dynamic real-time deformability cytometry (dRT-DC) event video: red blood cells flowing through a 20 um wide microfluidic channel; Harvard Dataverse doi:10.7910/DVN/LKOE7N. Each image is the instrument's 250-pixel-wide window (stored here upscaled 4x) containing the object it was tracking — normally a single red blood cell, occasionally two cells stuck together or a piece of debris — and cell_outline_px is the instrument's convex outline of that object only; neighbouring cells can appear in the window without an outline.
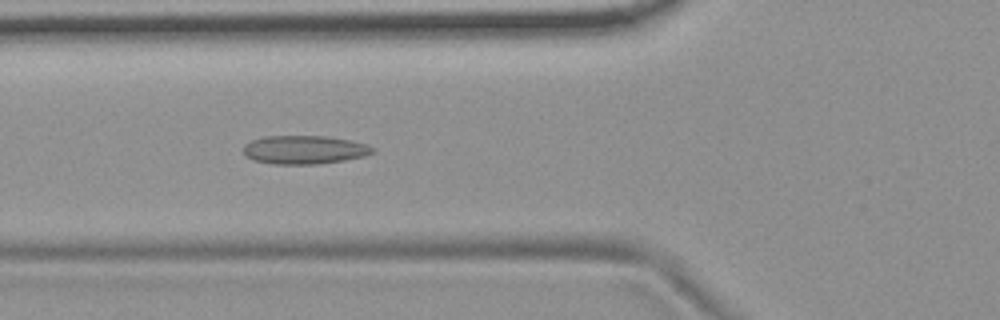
{"species": "common noctule bat (a hibernating species)", "species_latin": "Nyctalus noctula", "temperature_condition": "room temperature", "stored_images_in_passage": 3, "camera_frame_rate_fps": 3000, "um_per_image_px": 0.085, "animal": {"sex": "female", "body_mass_g": 19.9}, "frame": {"image": 1, "passage_image": 3, "time_ms": 0.667, "image_size_px": [1000, 320], "cell_outline_px": [[376, 152], [364, 156], [344, 160], [320, 164], [272, 164], [252, 160], [244, 156], [244, 144], [252, 140], [264, 136], [324, 136], [348, 140], [364, 144], [376, 148]], "centroid_in_image_um": [25.84, 12.74], "position_along_channel_um": 100.0, "area_um2": 21.56}}